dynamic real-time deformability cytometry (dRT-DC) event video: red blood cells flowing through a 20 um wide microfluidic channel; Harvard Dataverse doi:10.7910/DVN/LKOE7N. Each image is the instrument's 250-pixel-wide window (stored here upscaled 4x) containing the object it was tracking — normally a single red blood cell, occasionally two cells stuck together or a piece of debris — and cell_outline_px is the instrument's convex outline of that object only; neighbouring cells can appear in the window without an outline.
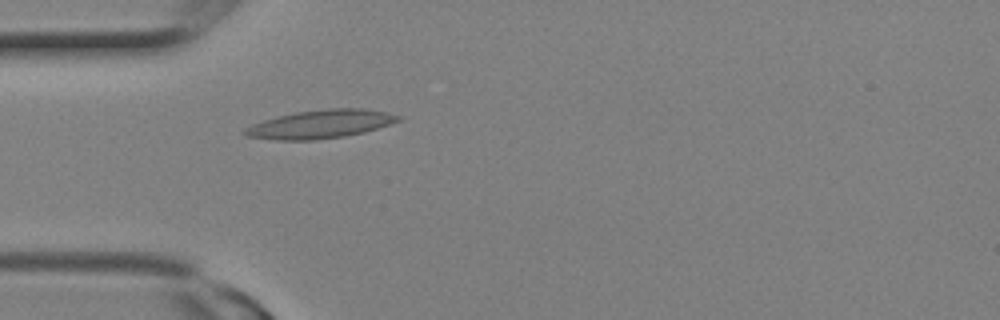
{"species": "Egyptian fruit bat (a non-hibernating species)", "species_latin": "Rousettus aegyptiacus", "temperature_condition": "room temperature", "stored_images_in_passage": 1, "camera_frame_rate_fps": 3000, "um_per_image_px": 0.085, "animal": {"sex": "female"}, "frame": {"image": 1, "passage_image": 1, "time_ms": 0.0, "image_size_px": [1000, 320], "cell_outline_px": [[404, 116], [400, 120], [364, 132], [344, 136], [316, 140], [276, 140], [248, 136], [240, 132], [244, 128], [252, 124], [276, 116], [296, 112], [328, 108], [364, 108]], "centroid_in_image_um": [27.21, 10.55], "position_along_channel_um": 57.8, "area_um2": 25.37}}